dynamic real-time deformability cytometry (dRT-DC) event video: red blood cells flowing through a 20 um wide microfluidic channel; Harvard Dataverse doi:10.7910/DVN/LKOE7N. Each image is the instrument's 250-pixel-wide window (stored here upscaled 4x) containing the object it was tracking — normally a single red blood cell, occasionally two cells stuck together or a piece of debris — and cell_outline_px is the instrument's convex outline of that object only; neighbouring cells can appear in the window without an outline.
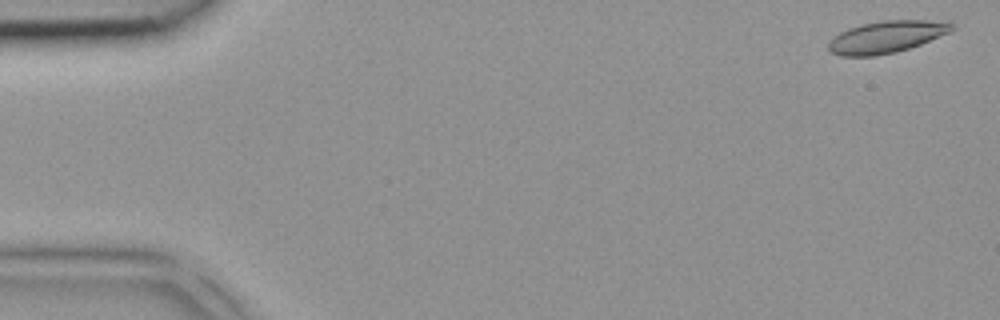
{"species": "common noctule bat (a hibernating species)", "species_latin": "Nyctalus noctula", "temperature_condition": "room temperature", "stored_images_in_passage": 4, "segment_of_instrument_passage": [2, 2], "camera_frame_rate_fps": 3000, "um_per_image_px": 0.085, "animal": {"sex": "female", "body_mass_g": 18.4}, "frame": {"image": 1, "passage_image": 4, "time_ms": 1.0, "image_size_px": [1000, 320], "cell_outline_px": [[956, 28], [952, 32], [920, 44], [896, 52], [876, 56], [840, 56], [832, 52], [828, 48], [828, 40], [840, 32], [848, 28], [864, 24], [884, 20], [924, 20], [956, 24]], "centroid_in_image_um": [75.35, 3.14], "position_along_channel_um": 9.7, "area_um2": 23.0}}